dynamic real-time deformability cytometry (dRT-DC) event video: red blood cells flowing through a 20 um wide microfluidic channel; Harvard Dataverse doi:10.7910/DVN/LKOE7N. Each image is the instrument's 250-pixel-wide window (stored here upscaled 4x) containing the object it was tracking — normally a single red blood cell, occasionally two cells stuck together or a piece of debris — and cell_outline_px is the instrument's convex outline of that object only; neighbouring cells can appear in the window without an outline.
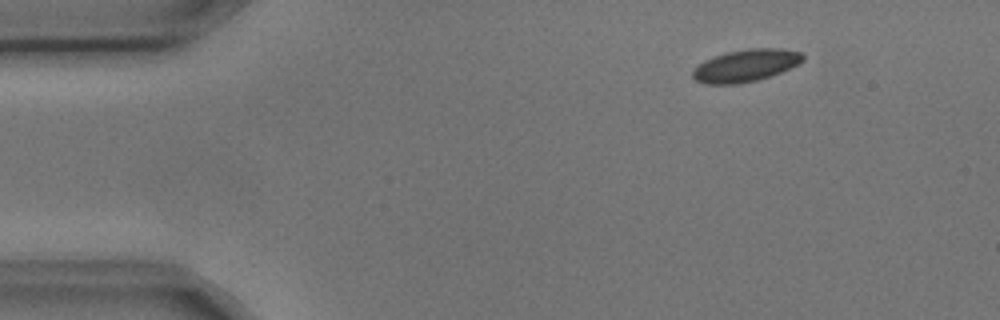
{"species": "common noctule bat (a hibernating species)", "species_latin": "Nyctalus noctula", "temperature_condition": "cold", "stored_images_in_passage": 4, "camera_frame_rate_fps": 3000, "um_per_image_px": 0.085, "animal": {"sex": "male", "body_mass_g": 17.9, "forearm_length_mm": 54.2}, "frame": {"image": 1, "passage_image": 2, "time_ms": 0.333, "image_size_px": [1000, 320], "cell_outline_px": [[804, 60], [800, 64], [780, 72], [756, 80], [736, 84], [704, 84], [696, 80], [692, 76], [692, 72], [704, 60], [728, 52], [748, 48], [784, 48], [804, 52]], "centroid_in_image_um": [63.44, 5.56], "position_along_channel_um": 21.6, "area_um2": 20.69}}